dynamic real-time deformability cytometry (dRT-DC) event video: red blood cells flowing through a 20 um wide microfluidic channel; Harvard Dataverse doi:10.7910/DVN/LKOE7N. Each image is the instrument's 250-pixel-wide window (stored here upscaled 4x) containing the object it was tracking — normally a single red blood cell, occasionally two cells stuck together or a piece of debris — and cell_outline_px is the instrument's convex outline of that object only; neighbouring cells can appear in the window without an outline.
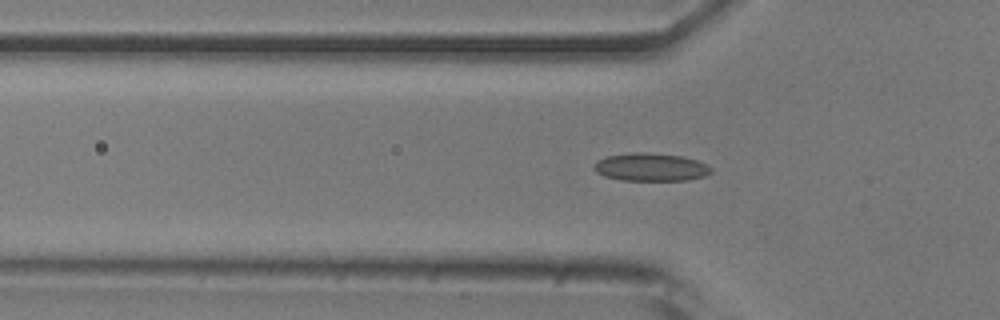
{"species": "common noctule bat (a hibernating species)", "species_latin": "Nyctalus noctula", "temperature_condition": "room temperature", "stored_images_in_passage": 47, "camera_frame_rate_fps": 3000, "um_per_image_px": 0.085, "animal": {"sex": "male", "body_mass_g": 20.5, "forearm_length_mm": 52.5}, "frame": {"image": 1, "passage_image": 17, "time_ms": 5.333, "image_size_px": [1000, 320], "cell_outline_px": [[712, 172], [704, 176], [688, 180], [620, 180], [604, 176], [596, 172], [592, 168], [596, 160], [608, 156], [636, 152], [644, 152], [684, 156], [708, 164], [712, 168]], "centroid_in_image_um": [55.32, 14.2], "position_along_channel_um": 70.5, "area_um2": 19.19}}
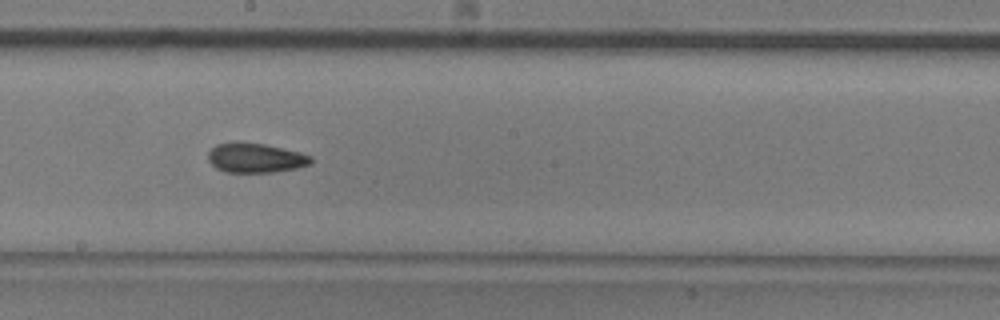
{"frame": {"image": 2, "passage_image": 29, "time_ms": 9.333, "image_size_px": [1000, 320], "cell_outline_px": [[312, 164], [296, 168], [272, 172], [224, 172], [216, 168], [208, 160], [208, 152], [216, 144], [236, 140], [240, 140], [264, 144], [300, 152], [312, 156]], "centroid_in_image_um": [21.69, 13.4], "position_along_channel_um": 226.5, "area_um2": 18.03}}
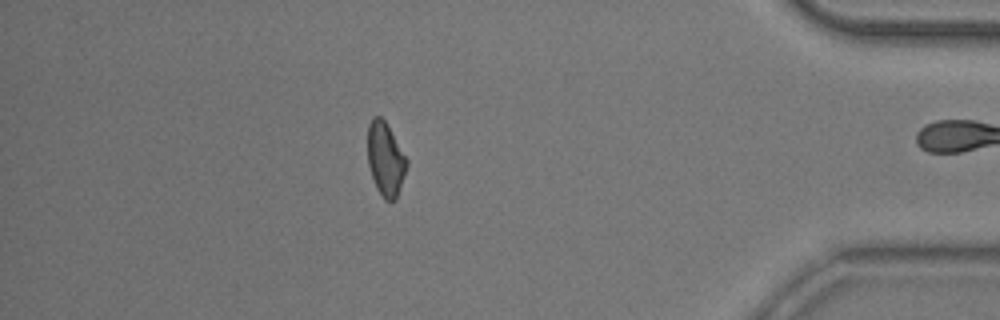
{"frame": {"image": 3, "passage_image": 46, "time_ms": 15.0, "image_size_px": [1000, 320], "cell_outline_px": [[408, 164], [396, 200], [384, 200], [376, 188], [368, 164], [368, 124], [372, 116], [380, 116], [384, 120], [408, 160]], "centroid_in_image_um": [32.76, 13.53], "position_along_channel_um": 402.4, "area_um2": 16.65}, "authors_computed_cell_mechanics": {"area_um2": 17.8024, "velocity_mm_per_s": 3.8664, "shape_relaxation_time_tau1_ms": null, "shape_relaxation_time_tau2_ms": 2.9943, "deformation_change_tau1": null, "deformation_change_tau2": 0.0885}}